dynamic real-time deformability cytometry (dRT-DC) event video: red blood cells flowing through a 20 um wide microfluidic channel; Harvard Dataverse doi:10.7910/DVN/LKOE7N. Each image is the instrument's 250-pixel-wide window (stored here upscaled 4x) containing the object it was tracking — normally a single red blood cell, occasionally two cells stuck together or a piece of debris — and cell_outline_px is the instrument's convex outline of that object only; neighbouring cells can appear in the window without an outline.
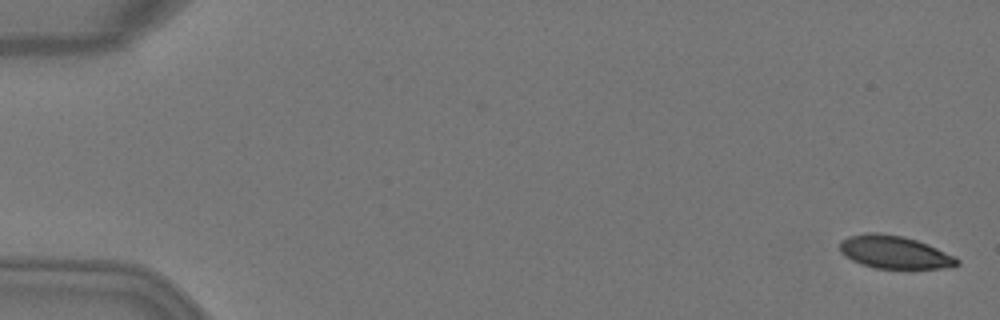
{"species": "Egyptian fruit bat (a non-hibernating species)", "species_latin": "Rousettus aegyptiacus", "temperature_condition": "warm", "stored_images_in_passage": 2, "camera_frame_rate_fps": 3000, "um_per_image_px": 0.085, "animal": {"sex": "female"}, "frame": {"image": 1, "passage_image": 2, "time_ms": 0.333, "image_size_px": [1000, 320], "cell_outline_px": [[960, 264], [952, 268], [872, 268], [860, 264], [844, 256], [840, 252], [840, 240], [848, 236], [868, 232], [876, 232], [904, 236], [928, 244], [956, 256], [960, 260]], "centroid_in_image_um": [76.04, 21.43], "position_along_channel_um": 9.0, "area_um2": 22.77}}